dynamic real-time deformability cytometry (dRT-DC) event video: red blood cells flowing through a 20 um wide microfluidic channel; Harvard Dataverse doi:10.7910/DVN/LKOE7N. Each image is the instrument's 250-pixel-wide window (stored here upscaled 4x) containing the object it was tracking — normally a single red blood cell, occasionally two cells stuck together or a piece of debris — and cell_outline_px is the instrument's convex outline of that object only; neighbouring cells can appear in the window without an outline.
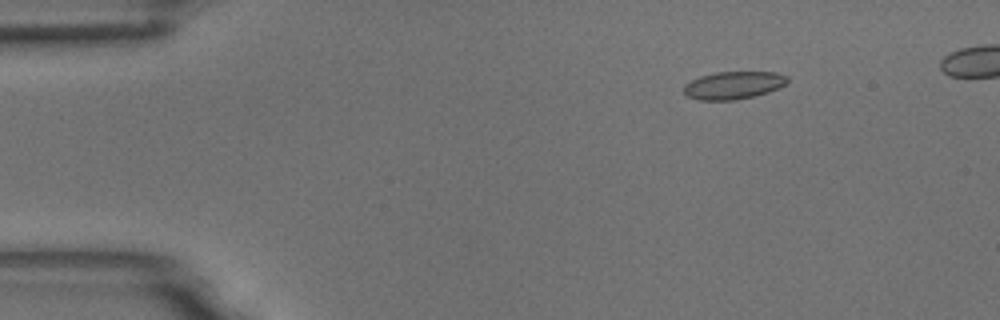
{"species": "common noctule bat (a hibernating species)", "species_latin": "Nyctalus noctula", "temperature_condition": "room temperature", "stored_images_in_passage": 11, "camera_frame_rate_fps": 3000, "um_per_image_px": 0.085, "animal": {"sex": "male", "body_mass_g": 18.8}, "frame": {"image": 1, "passage_image": 2, "time_ms": 0.333, "image_size_px": [1000, 320], "cell_outline_px": [[788, 80], [784, 84], [768, 92], [736, 100], [700, 100], [688, 96], [684, 92], [684, 84], [700, 76], [716, 72], [776, 72], [788, 76]], "centroid_in_image_um": [62.33, 7.24], "position_along_channel_um": 22.7, "area_um2": 16.53}}
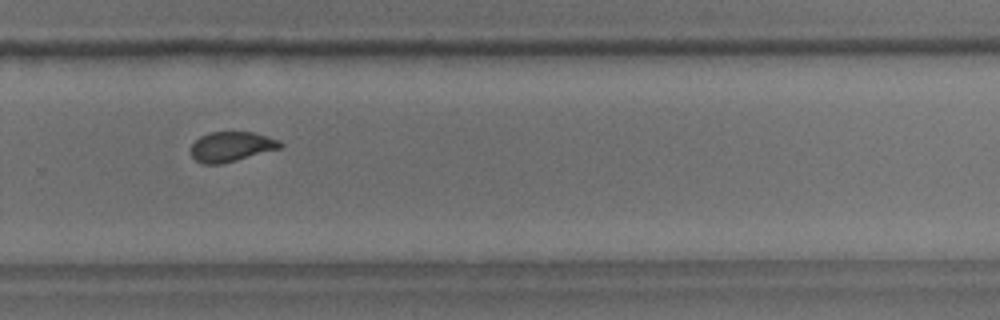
{"frame": {"image": 2, "passage_image": 11, "time_ms": 3.333, "image_size_px": [1000, 320], "cell_outline_px": [[284, 144], [280, 148], [236, 160], [220, 164], [204, 164], [196, 160], [192, 156], [192, 144], [200, 136], [208, 132], [256, 132], [280, 140]], "centroid_in_image_um": [19.69, 12.45], "position_along_channel_um": 310.1, "area_um2": 15.49}}